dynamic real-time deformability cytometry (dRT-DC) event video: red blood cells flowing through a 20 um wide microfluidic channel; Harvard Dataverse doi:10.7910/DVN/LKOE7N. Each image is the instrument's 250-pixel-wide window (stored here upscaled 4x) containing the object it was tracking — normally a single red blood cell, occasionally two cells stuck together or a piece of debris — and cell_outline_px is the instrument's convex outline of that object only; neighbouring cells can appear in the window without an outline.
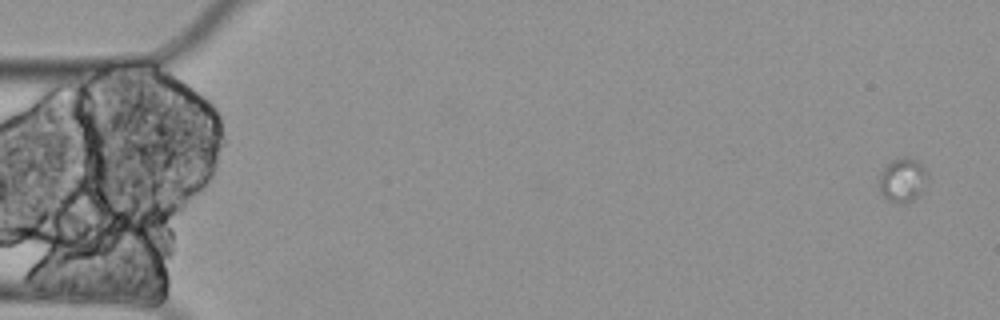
{"species": "Egyptian fruit bat (a non-hibernating species)", "species_latin": "Rousettus aegyptiacus", "temperature_condition": "cold", "stored_images_in_passage": 4, "camera_frame_rate_fps": 3000, "um_per_image_px": 0.085, "animal": {"sex": "female"}, "frame": {"image": 1, "passage_image": 1, "time_ms": 0.0, "image_size_px": [1000, 320], "cell_outline_px": [[928, 180], [920, 196], [904, 204], [884, 200], [880, 192], [880, 172], [892, 160], [904, 156], [916, 160], [928, 172]], "centroid_in_image_um": [76.74, 15.33], "position_along_channel_um": 8.3, "area_um2": 12.66}}